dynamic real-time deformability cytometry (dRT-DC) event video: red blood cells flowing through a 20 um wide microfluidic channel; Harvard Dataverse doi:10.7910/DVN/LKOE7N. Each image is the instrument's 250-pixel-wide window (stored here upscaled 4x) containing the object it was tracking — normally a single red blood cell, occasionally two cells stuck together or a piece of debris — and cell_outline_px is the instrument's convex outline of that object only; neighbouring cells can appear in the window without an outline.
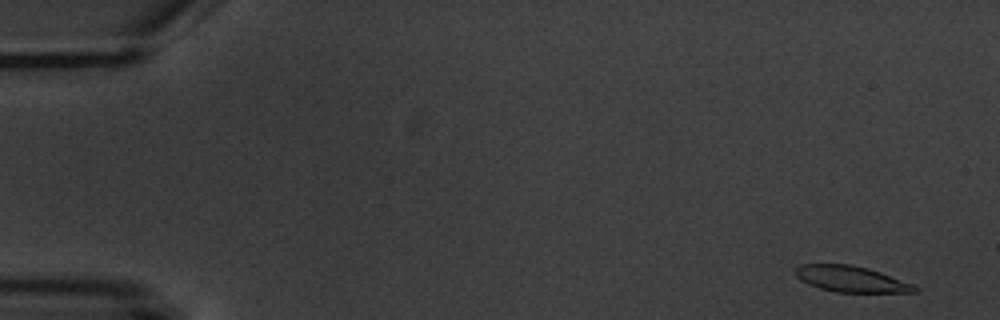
{"species": "common noctule bat (a hibernating species)", "species_latin": "Nyctalus noctula", "temperature_condition": "warm", "stored_images_in_passage": 4, "camera_frame_rate_fps": 3000, "um_per_image_px": 0.085, "animal": {"sex": "male", "body_mass_g": 20.1, "forearm_length_mm": 53.5}, "frame": {"image": 1, "passage_image": 1, "time_ms": 0.0, "image_size_px": [1000, 320], "cell_outline_px": [[920, 292], [836, 292], [820, 288], [808, 284], [800, 280], [796, 276], [796, 268], [800, 264], [852, 264], [868, 268], [916, 284], [920, 288]], "centroid_in_image_um": [72.4, 23.72], "position_along_channel_um": 12.6, "area_um2": 18.26}}